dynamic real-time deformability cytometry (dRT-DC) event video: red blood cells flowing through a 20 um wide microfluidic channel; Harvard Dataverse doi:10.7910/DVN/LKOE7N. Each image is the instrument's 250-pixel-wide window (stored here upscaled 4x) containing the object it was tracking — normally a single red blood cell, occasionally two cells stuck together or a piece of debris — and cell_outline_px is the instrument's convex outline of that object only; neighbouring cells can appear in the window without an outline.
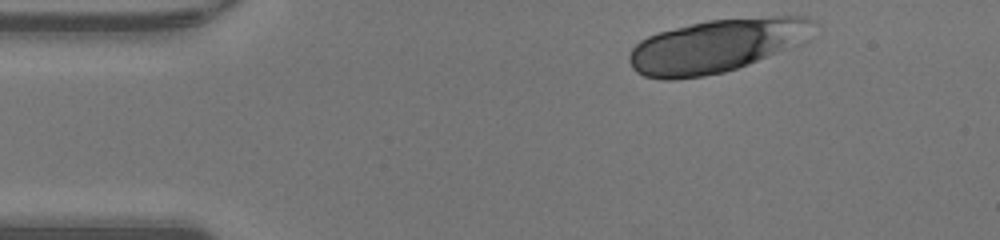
{"species": "human", "species_latin": "Homo sapiens", "temperature_condition": "warm", "stored_images_in_passage": 41, "camera_frame_rate_fps": 3000, "um_per_image_px": 0.085, "donor": {"sex": "male"}, "frame": {"image": 1, "passage_image": 1, "time_ms": 0.0, "image_size_px": [1000, 240], "cell_outline_px": [[820, 24], [812, 40], [804, 44], [748, 64], [724, 72], [704, 76], [672, 80], [664, 80], [644, 76], [636, 72], [632, 68], [628, 60], [628, 56], [632, 48], [640, 40], [648, 36], [660, 32], [708, 20], [776, 16], [808, 16], [816, 20]], "centroid_in_image_um": [61.05, 3.88], "position_along_channel_um": 24.0, "area_um2": 58.26}}
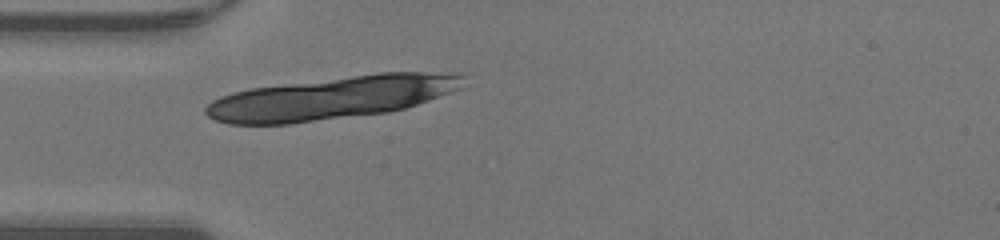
{"frame": {"image": 2, "passage_image": 8, "time_ms": 2.333, "image_size_px": [1000, 240], "cell_outline_px": [[464, 76], [460, 88], [452, 92], [404, 108], [388, 112], [288, 124], [228, 124], [216, 120], [208, 116], [204, 112], [204, 108], [212, 100], [220, 96], [252, 88], [380, 72], [460, 72]], "centroid_in_image_um": [28.21, 8.31], "position_along_channel_um": 56.8, "area_um2": 63.98}}